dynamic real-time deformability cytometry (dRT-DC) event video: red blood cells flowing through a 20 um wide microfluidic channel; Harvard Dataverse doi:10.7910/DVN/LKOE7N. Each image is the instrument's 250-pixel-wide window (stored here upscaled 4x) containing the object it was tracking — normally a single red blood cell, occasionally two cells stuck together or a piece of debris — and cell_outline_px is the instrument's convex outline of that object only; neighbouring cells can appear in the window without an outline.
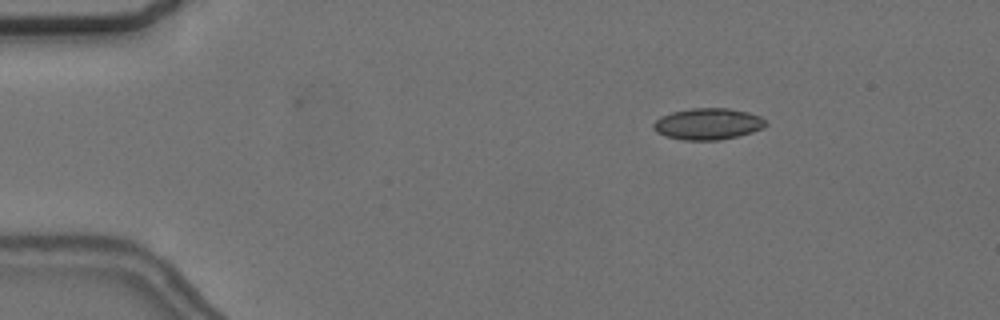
{"species": "common noctule bat (a hibernating species)", "species_latin": "Nyctalus noctula", "temperature_condition": "cold", "stored_images_in_passage": 49, "camera_frame_rate_fps": 3000, "um_per_image_px": 0.085, "animal": {"sex": "female", "body_mass_g": 24.6, "forearm_length_mm": 56.2}, "frame": {"image": 1, "passage_image": 2, "time_ms": 0.333, "image_size_px": [1000, 320], "cell_outline_px": [[768, 124], [764, 128], [752, 132], [720, 140], [684, 140], [664, 136], [656, 132], [652, 128], [652, 124], [660, 116], [672, 112], [692, 108], [728, 108], [748, 112], [760, 116]], "centroid_in_image_um": [60.15, 10.53], "position_along_channel_um": 24.8, "area_um2": 20.69}}
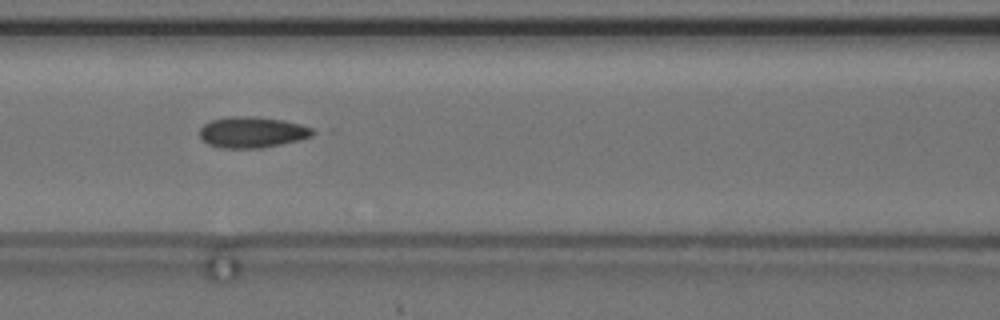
{"frame": {"image": 2, "passage_image": 18, "time_ms": 5.667, "image_size_px": [1000, 320], "cell_outline_px": [[320, 132], [312, 136], [300, 140], [260, 148], [220, 148], [208, 144], [200, 136], [200, 128], [204, 124], [212, 120], [228, 116], [256, 116], [284, 120], [300, 124], [312, 128]], "centroid_in_image_um": [21.48, 11.23], "position_along_channel_um": 145.1, "area_um2": 20.63}}
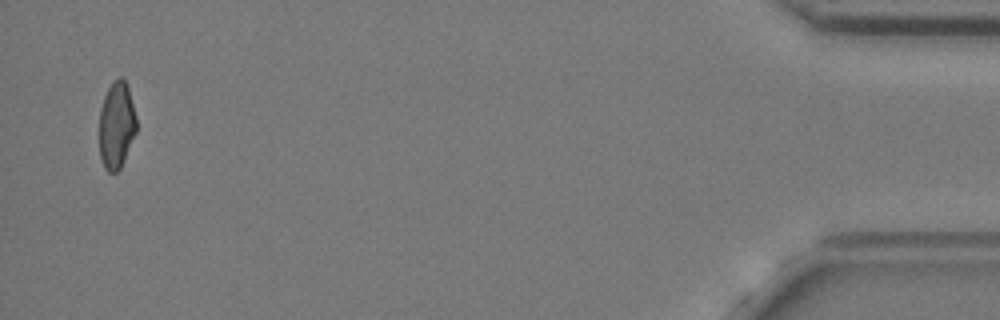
{"frame": {"image": 3, "passage_image": 48, "time_ms": 15.667, "image_size_px": [1000, 320], "cell_outline_px": [[136, 132], [124, 160], [120, 168], [116, 172], [108, 172], [104, 168], [100, 160], [100, 108], [104, 96], [108, 88], [120, 76], [124, 80], [128, 88], [136, 116]], "centroid_in_image_um": [9.9, 10.67], "position_along_channel_um": 425.3, "area_um2": 18.61}, "authors_computed_cell_mechanics": {"area_um2": 20.23, "velocity_mm_per_s": 3.6656, "shape_relaxation_time_tau1_ms": null, "shape_relaxation_time_tau2_ms": 1.6985, "deformation_change_tau1": null, "deformation_change_tau2": 0.0738}}